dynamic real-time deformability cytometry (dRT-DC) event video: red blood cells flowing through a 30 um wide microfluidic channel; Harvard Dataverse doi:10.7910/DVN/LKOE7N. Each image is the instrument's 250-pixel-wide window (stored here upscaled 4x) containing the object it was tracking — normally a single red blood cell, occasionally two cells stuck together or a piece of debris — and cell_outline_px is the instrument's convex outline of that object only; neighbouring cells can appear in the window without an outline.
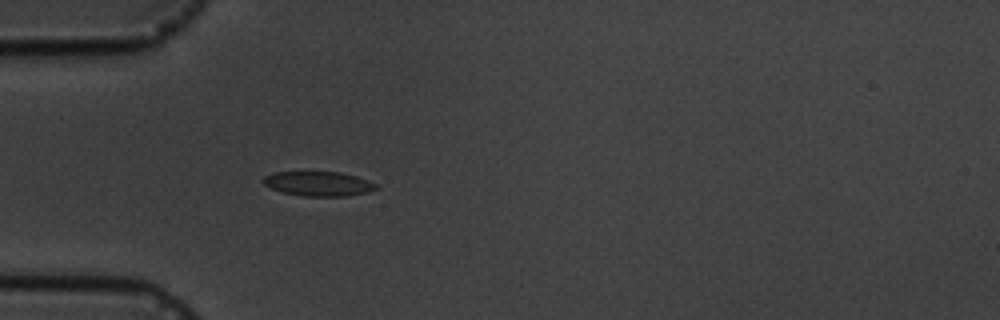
{"species": "common noctule bat (a hibernating species)", "species_latin": "Nyctalus noctula", "temperature_condition": "cold", "stored_images_in_passage": 1, "camera_frame_rate_fps": 3000, "um_per_image_px": 0.085, "animal": {"sex": "male", "body_mass_g": 19.5, "forearm_length_mm": 54.6}, "frame": {"image": 1, "passage_image": 1, "time_ms": 0.0, "image_size_px": [1000, 320], "cell_outline_px": [[380, 188], [368, 192], [348, 196], [304, 196], [284, 192], [272, 188], [264, 184], [260, 180], [264, 176], [276, 172], [340, 172], [356, 176], [368, 180], [376, 184]], "centroid_in_image_um": [27.1, 15.61], "position_along_channel_um": 57.9, "area_um2": 16.13}}